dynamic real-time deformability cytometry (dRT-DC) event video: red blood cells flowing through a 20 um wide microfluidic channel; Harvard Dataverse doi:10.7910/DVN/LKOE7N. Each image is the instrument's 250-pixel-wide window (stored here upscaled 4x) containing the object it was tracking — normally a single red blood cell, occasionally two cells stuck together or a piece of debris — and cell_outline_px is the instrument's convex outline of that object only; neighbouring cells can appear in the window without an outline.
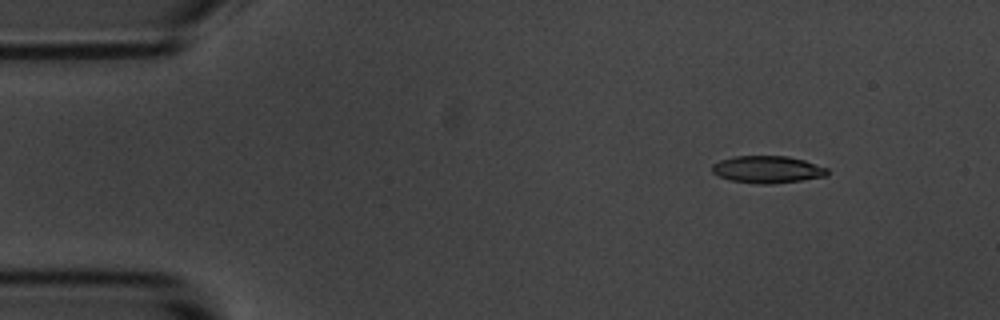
{"species": "common noctule bat (a hibernating species)", "species_latin": "Nyctalus noctula", "temperature_condition": "room temperature", "stored_images_in_passage": 5, "camera_frame_rate_fps": 3000, "um_per_image_px": 0.085, "animal": {"sex": "male", "body_mass_g": 20.1, "forearm_length_mm": 53.5}, "frame": {"image": 1, "passage_image": 1, "time_ms": 0.0, "image_size_px": [1000, 320], "cell_outline_px": [[828, 176], [772, 184], [756, 184], [728, 180], [712, 172], [712, 164], [720, 160], [736, 156], [788, 156], [804, 160], [828, 168]], "centroid_in_image_um": [65.23, 14.41], "position_along_channel_um": 19.8, "area_um2": 18.32}}
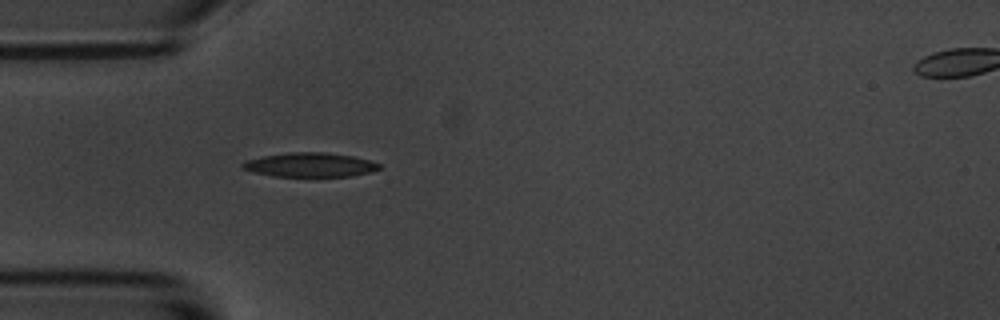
{"frame": {"image": 2, "passage_image": 4, "time_ms": 3.333, "image_size_px": [1000, 320], "cell_outline_px": [[384, 168], [372, 172], [352, 176], [316, 180], [272, 176], [252, 172], [244, 168], [240, 164], [244, 160], [264, 156], [288, 152], [324, 152], [352, 156], [372, 160], [380, 164]], "centroid_in_image_um": [26.41, 14.07], "position_along_channel_um": 58.6, "area_um2": 20.63}}